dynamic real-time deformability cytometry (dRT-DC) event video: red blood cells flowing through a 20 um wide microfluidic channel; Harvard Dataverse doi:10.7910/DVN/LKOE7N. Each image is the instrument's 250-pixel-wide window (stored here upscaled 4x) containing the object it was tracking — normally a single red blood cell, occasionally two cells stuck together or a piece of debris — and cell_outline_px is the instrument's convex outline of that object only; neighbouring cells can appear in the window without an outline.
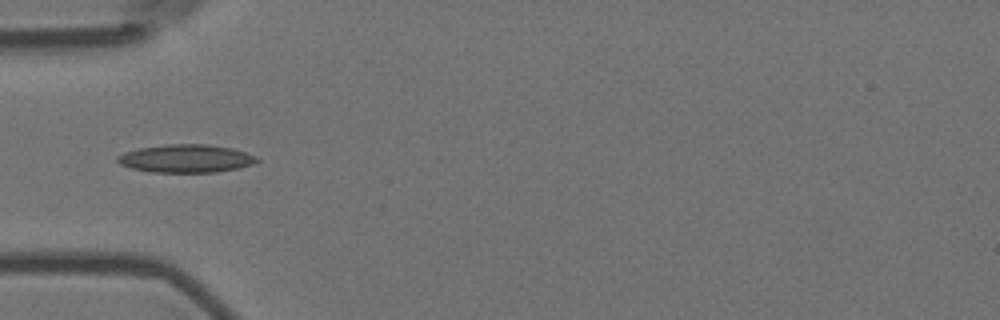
{"species": "Egyptian fruit bat (a non-hibernating species)", "species_latin": "Rousettus aegyptiacus", "temperature_condition": "room temperature", "stored_images_in_passage": 8, "camera_frame_rate_fps": 3000, "um_per_image_px": 0.085, "animal": {"sex": "female"}, "frame": {"image": 1, "passage_image": 4, "time_ms": 1.0, "image_size_px": [1000, 320], "cell_outline_px": [[260, 160], [252, 164], [240, 168], [216, 172], [152, 172], [132, 168], [120, 164], [116, 160], [116, 156], [124, 152], [140, 148], [168, 144], [208, 144], [232, 148], [256, 156]], "centroid_in_image_um": [15.81, 13.47], "position_along_channel_um": 69.2, "area_um2": 22.77}}
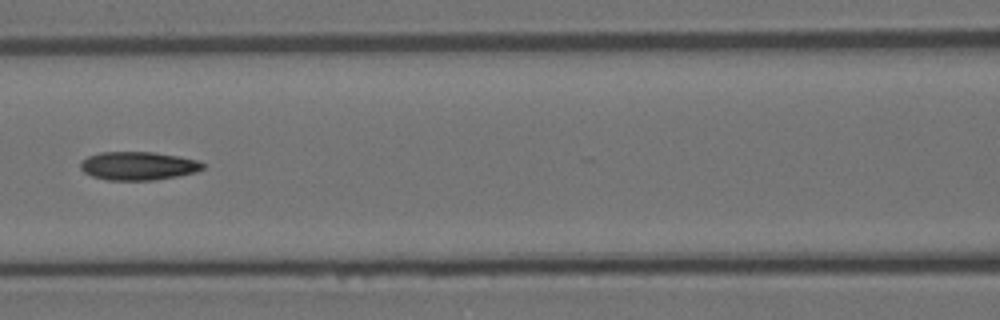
{"frame": {"image": 2, "passage_image": 6, "time_ms": 1.667, "image_size_px": [1000, 320], "cell_outline_px": [[204, 168], [196, 172], [156, 180], [108, 180], [92, 176], [84, 172], [80, 168], [80, 164], [88, 156], [100, 152], [152, 152], [180, 156], [196, 160], [204, 164]], "centroid_in_image_um": [11.75, 14.1], "position_along_channel_um": 154.9, "area_um2": 20.17}}
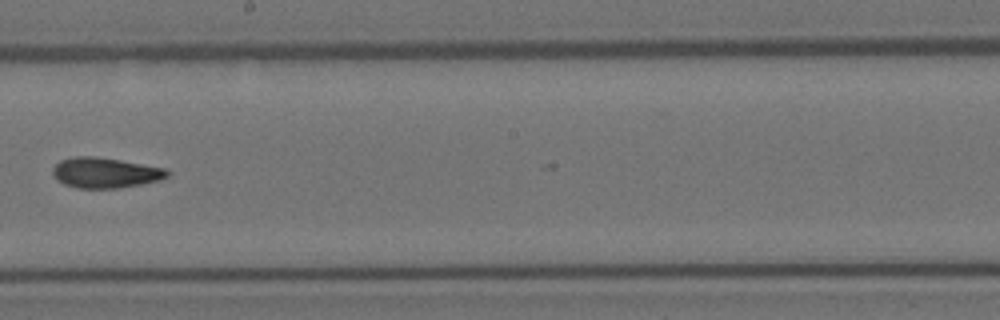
{"frame": {"image": 3, "passage_image": 8, "time_ms": 2.333, "image_size_px": [1000, 320], "cell_outline_px": [[168, 176], [160, 180], [120, 188], [76, 188], [64, 184], [52, 172], [52, 168], [60, 160], [72, 156], [96, 156], [168, 168]], "centroid_in_image_um": [8.96, 14.67], "position_along_channel_um": 239.2, "area_um2": 20.29}}